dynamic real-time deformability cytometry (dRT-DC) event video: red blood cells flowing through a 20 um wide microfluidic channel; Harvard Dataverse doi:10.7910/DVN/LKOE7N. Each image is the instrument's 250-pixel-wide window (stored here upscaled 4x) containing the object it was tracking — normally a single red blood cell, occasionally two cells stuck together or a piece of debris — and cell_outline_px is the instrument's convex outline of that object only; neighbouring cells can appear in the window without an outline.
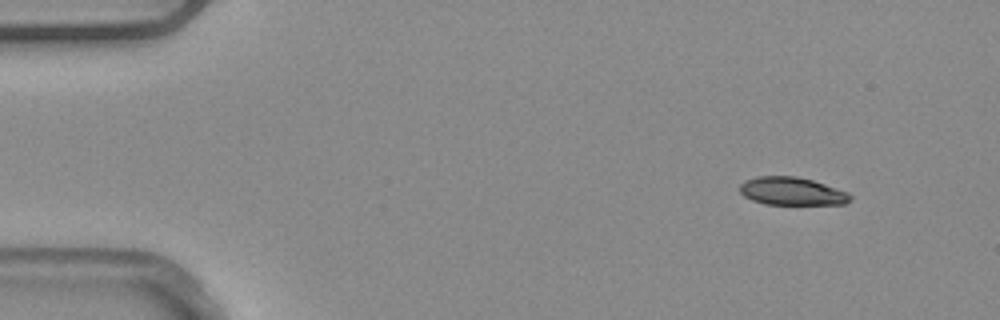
{"species": "common noctule bat (a hibernating species)", "species_latin": "Nyctalus noctula", "temperature_condition": "warm", "stored_images_in_passage": 5, "camera_frame_rate_fps": 3000, "um_per_image_px": 0.085, "animal": {"sex": "male", "body_mass_g": 20.4}, "frame": {"image": 1, "passage_image": 1, "time_ms": 0.0, "image_size_px": [1000, 320], "cell_outline_px": [[852, 200], [844, 204], [764, 204], [752, 200], [744, 196], [740, 192], [740, 184], [744, 180], [756, 176], [796, 176], [812, 180], [848, 192], [852, 196]], "centroid_in_image_um": [67.29, 16.25], "position_along_channel_um": 17.7, "area_um2": 18.03}}
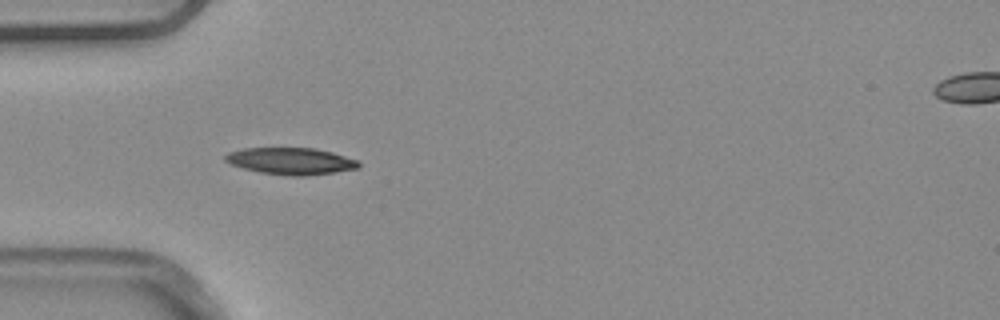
{"frame": {"image": 2, "passage_image": 4, "time_ms": 1.0, "image_size_px": [1000, 320], "cell_outline_px": [[360, 168], [304, 176], [292, 176], [260, 172], [244, 168], [232, 164], [224, 160], [224, 156], [228, 152], [244, 148], [316, 148], [332, 152], [356, 160], [360, 164]], "centroid_in_image_um": [24.71, 13.68], "position_along_channel_um": 60.3, "area_um2": 20.63}}